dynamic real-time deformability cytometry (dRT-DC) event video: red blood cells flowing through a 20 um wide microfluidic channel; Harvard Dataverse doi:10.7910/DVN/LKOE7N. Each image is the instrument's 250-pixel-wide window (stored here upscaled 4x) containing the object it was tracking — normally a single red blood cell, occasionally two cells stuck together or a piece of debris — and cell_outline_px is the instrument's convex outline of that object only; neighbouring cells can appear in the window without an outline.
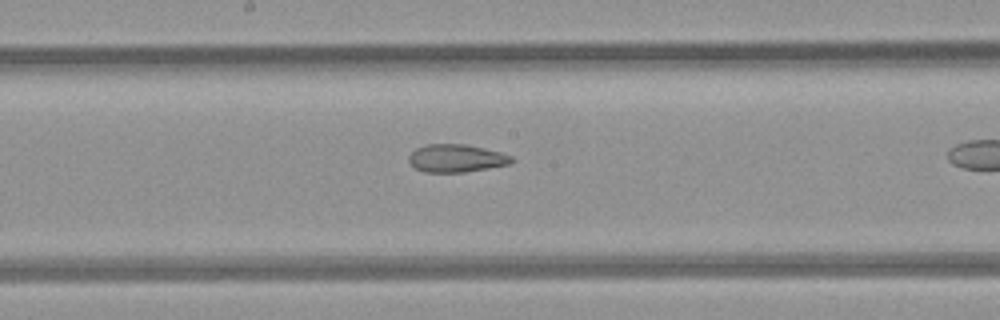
{"species": "common noctule bat (a hibernating species)", "species_latin": "Nyctalus noctula", "temperature_condition": "room temperature", "stored_images_in_passage": 32, "camera_frame_rate_fps": 3000, "um_per_image_px": 0.085, "animal": {"sex": "female", "body_mass_g": 21.9}, "frame": {"image": 1, "passage_image": 19, "time_ms": 6.0, "image_size_px": [1000, 320], "cell_outline_px": [[516, 160], [512, 164], [464, 172], [424, 172], [416, 168], [408, 160], [408, 156], [416, 148], [428, 144], [464, 144], [484, 148], [500, 152], [512, 156]], "centroid_in_image_um": [38.82, 13.45], "position_along_channel_um": 209.4, "area_um2": 16.7}}